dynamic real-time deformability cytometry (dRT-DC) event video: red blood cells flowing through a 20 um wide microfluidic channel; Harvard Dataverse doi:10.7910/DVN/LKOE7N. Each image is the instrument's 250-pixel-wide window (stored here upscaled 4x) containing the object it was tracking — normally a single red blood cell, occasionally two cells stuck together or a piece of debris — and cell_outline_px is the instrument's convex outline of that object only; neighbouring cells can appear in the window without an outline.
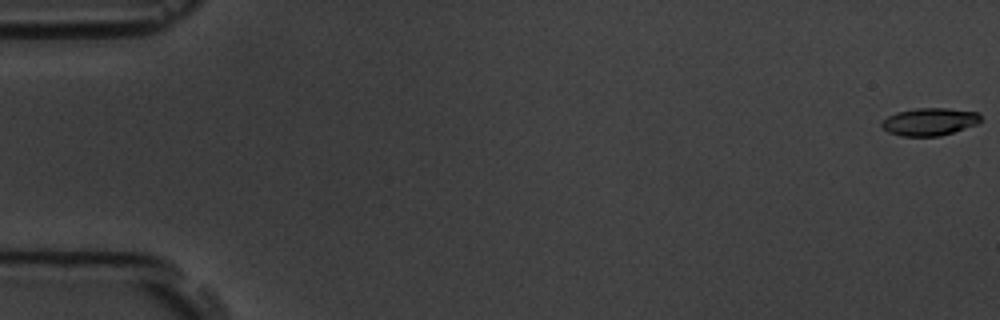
{"species": "common noctule bat (a hibernating species)", "species_latin": "Nyctalus noctula", "temperature_condition": "room temperature", "stored_images_in_passage": 6, "camera_frame_rate_fps": 3000, "um_per_image_px": 0.085, "animal": {"sex": "male", "body_mass_g": 19.5, "forearm_length_mm": 54.6}, "frame": {"image": 1, "passage_image": 1, "time_ms": 0.0, "image_size_px": [1000, 320], "cell_outline_px": [[980, 120], [976, 124], [940, 136], [900, 136], [888, 132], [880, 124], [888, 116], [896, 112], [916, 108], [948, 108], [980, 112]], "centroid_in_image_um": [79.0, 10.34], "position_along_channel_um": 6.0, "area_um2": 15.84}}
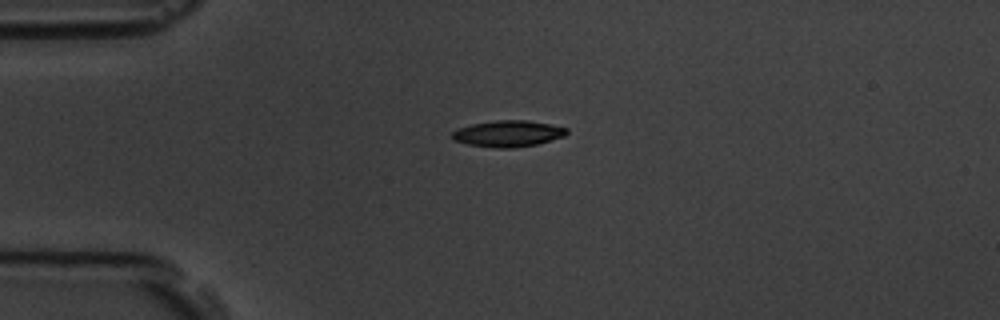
{"frame": {"image": 2, "passage_image": 5, "time_ms": 4.667, "image_size_px": [1000, 320], "cell_outline_px": [[568, 132], [564, 136], [536, 144], [512, 148], [496, 148], [468, 144], [452, 140], [452, 132], [456, 128], [472, 124], [496, 120], [528, 120], [568, 128]], "centroid_in_image_um": [43.15, 11.35], "position_along_channel_um": 41.9, "area_um2": 17.51}}